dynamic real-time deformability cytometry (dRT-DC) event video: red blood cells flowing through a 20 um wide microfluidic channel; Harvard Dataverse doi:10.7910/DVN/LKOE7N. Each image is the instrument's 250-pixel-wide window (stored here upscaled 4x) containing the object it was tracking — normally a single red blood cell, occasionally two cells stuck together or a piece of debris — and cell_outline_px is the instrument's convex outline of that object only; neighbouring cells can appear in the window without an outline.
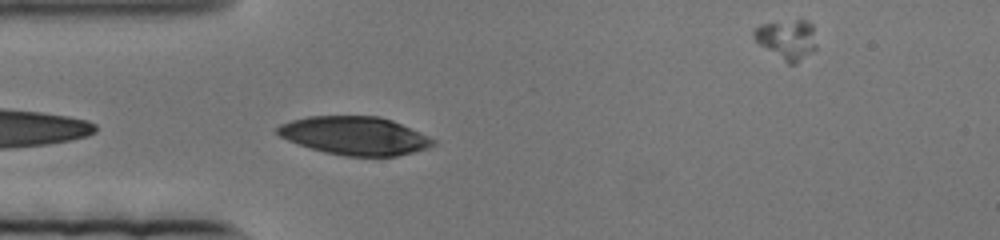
{"species": "human", "species_latin": "Homo sapiens", "temperature_condition": "cold", "stored_images_in_passage": 66, "camera_frame_rate_fps": 3000, "um_per_image_px": 0.085, "donor": {"sex": "female"}, "frame": {"image": 1, "passage_image": 4, "time_ms": 1.0, "image_size_px": [1000, 240], "cell_outline_px": [[436, 144], [428, 148], [396, 156], [344, 156], [324, 152], [288, 140], [280, 136], [276, 132], [276, 128], [280, 124], [292, 120], [308, 116], [380, 116], [392, 120], [428, 136], [436, 140]], "centroid_in_image_um": [30.16, 11.53], "position_along_channel_um": 54.8, "area_um2": 34.56}}
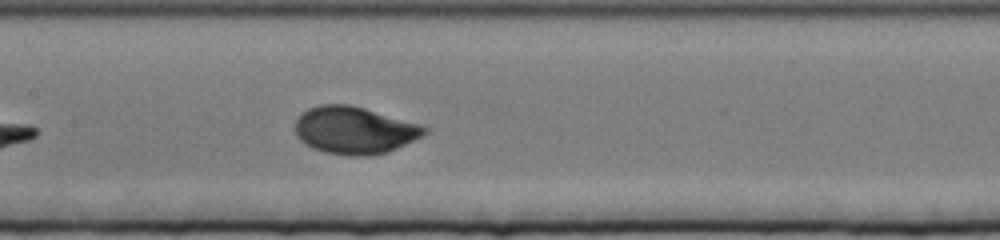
{"frame": {"image": 2, "passage_image": 20, "time_ms": 6.333, "image_size_px": [1000, 240], "cell_outline_px": [[428, 132], [424, 136], [388, 152], [372, 156], [348, 156], [324, 152], [312, 148], [300, 140], [296, 136], [296, 120], [308, 108], [320, 104], [348, 104], [364, 108], [420, 124], [428, 128]], "centroid_in_image_um": [30.15, 11.09], "position_along_channel_um": 177.3, "area_um2": 35.78}}
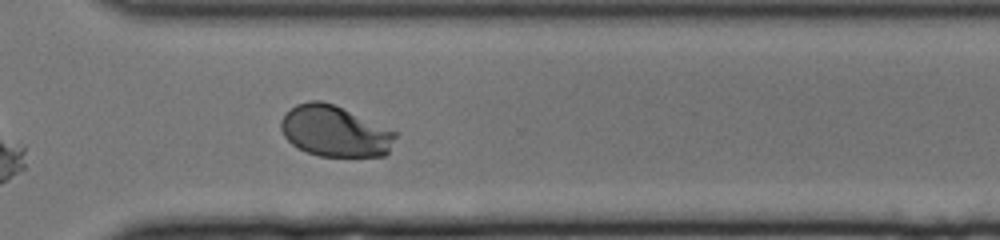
{"frame": {"image": 3, "passage_image": 41, "time_ms": 13.333, "image_size_px": [1000, 240], "cell_outline_px": [[396, 136], [388, 152], [384, 156], [320, 156], [308, 152], [292, 144], [284, 136], [280, 128], [280, 120], [296, 104], [308, 100], [320, 100], [332, 104], [396, 132]], "centroid_in_image_um": [28.43, 11.16], "position_along_channel_um": 342.2, "area_um2": 33.41}}